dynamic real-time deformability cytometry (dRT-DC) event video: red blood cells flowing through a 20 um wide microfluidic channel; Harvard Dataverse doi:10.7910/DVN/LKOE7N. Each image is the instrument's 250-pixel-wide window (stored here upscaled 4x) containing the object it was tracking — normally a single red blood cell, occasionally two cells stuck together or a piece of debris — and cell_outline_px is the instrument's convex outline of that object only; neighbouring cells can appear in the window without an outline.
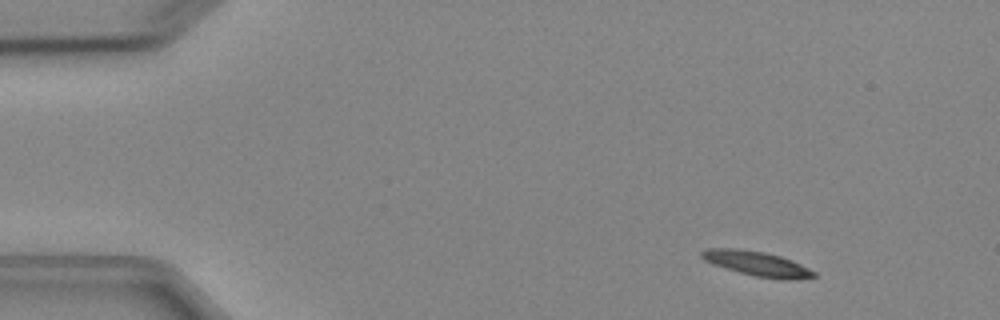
{"species": "Egyptian fruit bat (a non-hibernating species)", "species_latin": "Rousettus aegyptiacus", "temperature_condition": "cold", "stored_images_in_passage": 5, "camera_frame_rate_fps": 3000, "um_per_image_px": 0.085, "animal": {"sex": "female"}, "frame": {"image": 1, "passage_image": 1, "time_ms": 0.0, "image_size_px": [1000, 320], "cell_outline_px": [[816, 276], [792, 280], [780, 280], [756, 276], [740, 272], [712, 264], [704, 260], [700, 256], [700, 252], [704, 248], [736, 248], [764, 252], [780, 256], [792, 260], [816, 272]], "centroid_in_image_um": [64.32, 22.4], "position_along_channel_um": 20.7, "area_um2": 16.18}}